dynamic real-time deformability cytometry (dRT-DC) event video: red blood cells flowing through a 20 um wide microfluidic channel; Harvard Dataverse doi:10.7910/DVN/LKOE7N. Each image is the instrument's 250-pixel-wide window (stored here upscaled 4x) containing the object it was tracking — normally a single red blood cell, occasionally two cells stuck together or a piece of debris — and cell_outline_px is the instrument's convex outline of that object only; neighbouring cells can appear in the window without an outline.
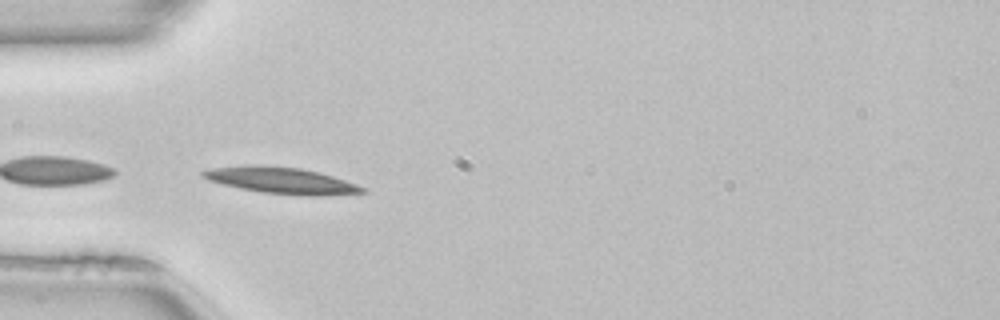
{"species": "common noctule bat (a hibernating species)", "species_latin": "Nyctalus noctula", "temperature_condition": "room temperature", "stored_images_in_passage": 50, "camera_frame_rate_fps": 3000, "um_per_image_px": 0.085, "animal": {"sex": "female", "body_mass_g": 22.7, "forearm_length_mm": 54.2}, "frame": {"image": 1, "passage_image": 15, "time_ms": 4.667, "image_size_px": [1000, 320], "cell_outline_px": [[368, 192], [320, 196], [312, 196], [260, 192], [240, 188], [208, 180], [200, 176], [200, 172], [212, 168], [248, 164], [264, 164], [300, 168], [332, 176], [368, 188]], "centroid_in_image_um": [23.9, 15.33], "position_along_channel_um": 61.1, "area_um2": 24.62}, "authors_computed_cell_mechanics": {"area_um2": 22.4842, "velocity_mm_per_s": 4.0171, "shape_relaxation_time_tau1_ms": 5.6179, "shape_relaxation_time_tau2_ms": null, "deformation_change_tau1": 0.185, "deformation_change_tau2": null}}